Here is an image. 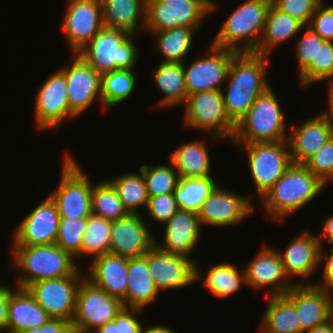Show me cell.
<instances>
[{
    "label": "cell",
    "mask_w": 333,
    "mask_h": 333,
    "mask_svg": "<svg viewBox=\"0 0 333 333\" xmlns=\"http://www.w3.org/2000/svg\"><path fill=\"white\" fill-rule=\"evenodd\" d=\"M268 57L255 52H237L232 57L226 77L228 85L221 91L226 114L235 125L270 87L265 76Z\"/></svg>",
    "instance_id": "cell-1"
},
{
    "label": "cell",
    "mask_w": 333,
    "mask_h": 333,
    "mask_svg": "<svg viewBox=\"0 0 333 333\" xmlns=\"http://www.w3.org/2000/svg\"><path fill=\"white\" fill-rule=\"evenodd\" d=\"M325 187L304 164L292 163L262 197L263 210L268 218L280 221L309 204Z\"/></svg>",
    "instance_id": "cell-2"
},
{
    "label": "cell",
    "mask_w": 333,
    "mask_h": 333,
    "mask_svg": "<svg viewBox=\"0 0 333 333\" xmlns=\"http://www.w3.org/2000/svg\"><path fill=\"white\" fill-rule=\"evenodd\" d=\"M12 255L14 268L20 270L14 285L18 288L26 289L34 282L69 276L78 269L74 258L55 243L13 246Z\"/></svg>",
    "instance_id": "cell-3"
},
{
    "label": "cell",
    "mask_w": 333,
    "mask_h": 333,
    "mask_svg": "<svg viewBox=\"0 0 333 333\" xmlns=\"http://www.w3.org/2000/svg\"><path fill=\"white\" fill-rule=\"evenodd\" d=\"M269 87L259 95L248 112L235 125L234 144L278 142L288 140L281 105Z\"/></svg>",
    "instance_id": "cell-4"
},
{
    "label": "cell",
    "mask_w": 333,
    "mask_h": 333,
    "mask_svg": "<svg viewBox=\"0 0 333 333\" xmlns=\"http://www.w3.org/2000/svg\"><path fill=\"white\" fill-rule=\"evenodd\" d=\"M271 4V0H245L222 24L212 45L236 52H255Z\"/></svg>",
    "instance_id": "cell-5"
},
{
    "label": "cell",
    "mask_w": 333,
    "mask_h": 333,
    "mask_svg": "<svg viewBox=\"0 0 333 333\" xmlns=\"http://www.w3.org/2000/svg\"><path fill=\"white\" fill-rule=\"evenodd\" d=\"M134 35L103 26L77 54L99 74L117 69H133L138 61Z\"/></svg>",
    "instance_id": "cell-6"
},
{
    "label": "cell",
    "mask_w": 333,
    "mask_h": 333,
    "mask_svg": "<svg viewBox=\"0 0 333 333\" xmlns=\"http://www.w3.org/2000/svg\"><path fill=\"white\" fill-rule=\"evenodd\" d=\"M216 8L212 0H146L144 29L151 33L179 27L199 30Z\"/></svg>",
    "instance_id": "cell-7"
},
{
    "label": "cell",
    "mask_w": 333,
    "mask_h": 333,
    "mask_svg": "<svg viewBox=\"0 0 333 333\" xmlns=\"http://www.w3.org/2000/svg\"><path fill=\"white\" fill-rule=\"evenodd\" d=\"M59 186L49 195L55 201L60 218H84L92 214L93 184L79 163L65 152Z\"/></svg>",
    "instance_id": "cell-8"
},
{
    "label": "cell",
    "mask_w": 333,
    "mask_h": 333,
    "mask_svg": "<svg viewBox=\"0 0 333 333\" xmlns=\"http://www.w3.org/2000/svg\"><path fill=\"white\" fill-rule=\"evenodd\" d=\"M238 151L247 152L249 170L262 198L291 166V153L288 140L249 144H233Z\"/></svg>",
    "instance_id": "cell-9"
},
{
    "label": "cell",
    "mask_w": 333,
    "mask_h": 333,
    "mask_svg": "<svg viewBox=\"0 0 333 333\" xmlns=\"http://www.w3.org/2000/svg\"><path fill=\"white\" fill-rule=\"evenodd\" d=\"M184 104L183 124L193 129L212 132V137L217 140L220 138L232 140L235 124L226 114L221 90L188 95Z\"/></svg>",
    "instance_id": "cell-10"
},
{
    "label": "cell",
    "mask_w": 333,
    "mask_h": 333,
    "mask_svg": "<svg viewBox=\"0 0 333 333\" xmlns=\"http://www.w3.org/2000/svg\"><path fill=\"white\" fill-rule=\"evenodd\" d=\"M123 307L120 299L110 296L84 277L76 293L72 330L93 333L103 324L112 321Z\"/></svg>",
    "instance_id": "cell-11"
},
{
    "label": "cell",
    "mask_w": 333,
    "mask_h": 333,
    "mask_svg": "<svg viewBox=\"0 0 333 333\" xmlns=\"http://www.w3.org/2000/svg\"><path fill=\"white\" fill-rule=\"evenodd\" d=\"M145 259L159 291L179 290L204 279L194 258L162 251L156 245L145 254Z\"/></svg>",
    "instance_id": "cell-12"
},
{
    "label": "cell",
    "mask_w": 333,
    "mask_h": 333,
    "mask_svg": "<svg viewBox=\"0 0 333 333\" xmlns=\"http://www.w3.org/2000/svg\"><path fill=\"white\" fill-rule=\"evenodd\" d=\"M79 268L69 276L34 282L26 289L50 318L72 323L75 314L76 293L84 278Z\"/></svg>",
    "instance_id": "cell-13"
},
{
    "label": "cell",
    "mask_w": 333,
    "mask_h": 333,
    "mask_svg": "<svg viewBox=\"0 0 333 333\" xmlns=\"http://www.w3.org/2000/svg\"><path fill=\"white\" fill-rule=\"evenodd\" d=\"M61 29L71 54H77L104 26L101 0H68Z\"/></svg>",
    "instance_id": "cell-14"
},
{
    "label": "cell",
    "mask_w": 333,
    "mask_h": 333,
    "mask_svg": "<svg viewBox=\"0 0 333 333\" xmlns=\"http://www.w3.org/2000/svg\"><path fill=\"white\" fill-rule=\"evenodd\" d=\"M37 92L34 101V122L37 130L54 129L64 120L77 117L70 110L67 81L59 69L48 76Z\"/></svg>",
    "instance_id": "cell-15"
},
{
    "label": "cell",
    "mask_w": 333,
    "mask_h": 333,
    "mask_svg": "<svg viewBox=\"0 0 333 333\" xmlns=\"http://www.w3.org/2000/svg\"><path fill=\"white\" fill-rule=\"evenodd\" d=\"M239 195L222 186H216L198 212L201 226H235L254 212L253 195Z\"/></svg>",
    "instance_id": "cell-16"
},
{
    "label": "cell",
    "mask_w": 333,
    "mask_h": 333,
    "mask_svg": "<svg viewBox=\"0 0 333 333\" xmlns=\"http://www.w3.org/2000/svg\"><path fill=\"white\" fill-rule=\"evenodd\" d=\"M236 53L211 44L207 55L197 58L189 67L184 63L187 94L222 90V82L226 81L229 64Z\"/></svg>",
    "instance_id": "cell-17"
},
{
    "label": "cell",
    "mask_w": 333,
    "mask_h": 333,
    "mask_svg": "<svg viewBox=\"0 0 333 333\" xmlns=\"http://www.w3.org/2000/svg\"><path fill=\"white\" fill-rule=\"evenodd\" d=\"M244 271L247 287L255 291L270 288L267 296L285 295L295 284H304V281H290L278 251L269 246H263L244 267Z\"/></svg>",
    "instance_id": "cell-18"
},
{
    "label": "cell",
    "mask_w": 333,
    "mask_h": 333,
    "mask_svg": "<svg viewBox=\"0 0 333 333\" xmlns=\"http://www.w3.org/2000/svg\"><path fill=\"white\" fill-rule=\"evenodd\" d=\"M60 216L50 195L41 201L12 231V246L54 244Z\"/></svg>",
    "instance_id": "cell-19"
},
{
    "label": "cell",
    "mask_w": 333,
    "mask_h": 333,
    "mask_svg": "<svg viewBox=\"0 0 333 333\" xmlns=\"http://www.w3.org/2000/svg\"><path fill=\"white\" fill-rule=\"evenodd\" d=\"M331 294L332 291L315 282H305L295 284L283 296L295 307L301 331L304 333L333 317Z\"/></svg>",
    "instance_id": "cell-20"
},
{
    "label": "cell",
    "mask_w": 333,
    "mask_h": 333,
    "mask_svg": "<svg viewBox=\"0 0 333 333\" xmlns=\"http://www.w3.org/2000/svg\"><path fill=\"white\" fill-rule=\"evenodd\" d=\"M72 64L59 68L67 81L70 110L80 116L97 99H101V74L81 56L72 54Z\"/></svg>",
    "instance_id": "cell-21"
},
{
    "label": "cell",
    "mask_w": 333,
    "mask_h": 333,
    "mask_svg": "<svg viewBox=\"0 0 333 333\" xmlns=\"http://www.w3.org/2000/svg\"><path fill=\"white\" fill-rule=\"evenodd\" d=\"M141 214H128L112 221L110 253L134 258L144 256L154 245L155 236Z\"/></svg>",
    "instance_id": "cell-22"
},
{
    "label": "cell",
    "mask_w": 333,
    "mask_h": 333,
    "mask_svg": "<svg viewBox=\"0 0 333 333\" xmlns=\"http://www.w3.org/2000/svg\"><path fill=\"white\" fill-rule=\"evenodd\" d=\"M164 225L163 242L157 243L156 239L155 245L162 251L191 258L202 232L198 213L179 208Z\"/></svg>",
    "instance_id": "cell-23"
},
{
    "label": "cell",
    "mask_w": 333,
    "mask_h": 333,
    "mask_svg": "<svg viewBox=\"0 0 333 333\" xmlns=\"http://www.w3.org/2000/svg\"><path fill=\"white\" fill-rule=\"evenodd\" d=\"M288 134L292 163L304 164L333 137V127L318 114L295 126Z\"/></svg>",
    "instance_id": "cell-24"
},
{
    "label": "cell",
    "mask_w": 333,
    "mask_h": 333,
    "mask_svg": "<svg viewBox=\"0 0 333 333\" xmlns=\"http://www.w3.org/2000/svg\"><path fill=\"white\" fill-rule=\"evenodd\" d=\"M85 277L110 296L118 298L125 307L128 283V258L113 253L93 258Z\"/></svg>",
    "instance_id": "cell-25"
},
{
    "label": "cell",
    "mask_w": 333,
    "mask_h": 333,
    "mask_svg": "<svg viewBox=\"0 0 333 333\" xmlns=\"http://www.w3.org/2000/svg\"><path fill=\"white\" fill-rule=\"evenodd\" d=\"M320 242L317 235L303 231L279 253L287 276L310 278L320 265ZM295 275V276H294Z\"/></svg>",
    "instance_id": "cell-26"
},
{
    "label": "cell",
    "mask_w": 333,
    "mask_h": 333,
    "mask_svg": "<svg viewBox=\"0 0 333 333\" xmlns=\"http://www.w3.org/2000/svg\"><path fill=\"white\" fill-rule=\"evenodd\" d=\"M50 319L27 289H14L9 298L7 333H20L42 326Z\"/></svg>",
    "instance_id": "cell-27"
},
{
    "label": "cell",
    "mask_w": 333,
    "mask_h": 333,
    "mask_svg": "<svg viewBox=\"0 0 333 333\" xmlns=\"http://www.w3.org/2000/svg\"><path fill=\"white\" fill-rule=\"evenodd\" d=\"M101 3L104 26L134 36L139 28L144 30L146 0H101Z\"/></svg>",
    "instance_id": "cell-28"
},
{
    "label": "cell",
    "mask_w": 333,
    "mask_h": 333,
    "mask_svg": "<svg viewBox=\"0 0 333 333\" xmlns=\"http://www.w3.org/2000/svg\"><path fill=\"white\" fill-rule=\"evenodd\" d=\"M127 275L125 307L143 309L158 298L160 291L149 273L145 255L128 258Z\"/></svg>",
    "instance_id": "cell-29"
},
{
    "label": "cell",
    "mask_w": 333,
    "mask_h": 333,
    "mask_svg": "<svg viewBox=\"0 0 333 333\" xmlns=\"http://www.w3.org/2000/svg\"><path fill=\"white\" fill-rule=\"evenodd\" d=\"M155 87L164 94L156 106L163 108L174 107L185 103L187 89L185 84L184 63L161 62L152 71Z\"/></svg>",
    "instance_id": "cell-30"
},
{
    "label": "cell",
    "mask_w": 333,
    "mask_h": 333,
    "mask_svg": "<svg viewBox=\"0 0 333 333\" xmlns=\"http://www.w3.org/2000/svg\"><path fill=\"white\" fill-rule=\"evenodd\" d=\"M204 140L183 143L171 153V160L180 178L211 176V161Z\"/></svg>",
    "instance_id": "cell-31"
},
{
    "label": "cell",
    "mask_w": 333,
    "mask_h": 333,
    "mask_svg": "<svg viewBox=\"0 0 333 333\" xmlns=\"http://www.w3.org/2000/svg\"><path fill=\"white\" fill-rule=\"evenodd\" d=\"M302 27L304 25L296 18L279 11L271 4L260 43L255 53L269 56L279 44L290 40L304 29Z\"/></svg>",
    "instance_id": "cell-32"
},
{
    "label": "cell",
    "mask_w": 333,
    "mask_h": 333,
    "mask_svg": "<svg viewBox=\"0 0 333 333\" xmlns=\"http://www.w3.org/2000/svg\"><path fill=\"white\" fill-rule=\"evenodd\" d=\"M260 333H303L295 307L283 296H267Z\"/></svg>",
    "instance_id": "cell-33"
},
{
    "label": "cell",
    "mask_w": 333,
    "mask_h": 333,
    "mask_svg": "<svg viewBox=\"0 0 333 333\" xmlns=\"http://www.w3.org/2000/svg\"><path fill=\"white\" fill-rule=\"evenodd\" d=\"M196 31V28L179 27L153 32L151 34L157 36L153 50L164 56L161 62L184 63Z\"/></svg>",
    "instance_id": "cell-34"
},
{
    "label": "cell",
    "mask_w": 333,
    "mask_h": 333,
    "mask_svg": "<svg viewBox=\"0 0 333 333\" xmlns=\"http://www.w3.org/2000/svg\"><path fill=\"white\" fill-rule=\"evenodd\" d=\"M304 27V35H301L295 44V53L299 83L302 86H308L317 83V53L325 40L315 33L310 25H304Z\"/></svg>",
    "instance_id": "cell-35"
},
{
    "label": "cell",
    "mask_w": 333,
    "mask_h": 333,
    "mask_svg": "<svg viewBox=\"0 0 333 333\" xmlns=\"http://www.w3.org/2000/svg\"><path fill=\"white\" fill-rule=\"evenodd\" d=\"M133 69H117L101 74V99L103 109L116 107L128 100L137 84Z\"/></svg>",
    "instance_id": "cell-36"
},
{
    "label": "cell",
    "mask_w": 333,
    "mask_h": 333,
    "mask_svg": "<svg viewBox=\"0 0 333 333\" xmlns=\"http://www.w3.org/2000/svg\"><path fill=\"white\" fill-rule=\"evenodd\" d=\"M203 286L215 297H229L238 292L240 287L246 285L245 271H239L231 263H219L211 266L204 279Z\"/></svg>",
    "instance_id": "cell-37"
},
{
    "label": "cell",
    "mask_w": 333,
    "mask_h": 333,
    "mask_svg": "<svg viewBox=\"0 0 333 333\" xmlns=\"http://www.w3.org/2000/svg\"><path fill=\"white\" fill-rule=\"evenodd\" d=\"M216 186L212 176L180 178L174 191L179 208L198 213Z\"/></svg>",
    "instance_id": "cell-38"
},
{
    "label": "cell",
    "mask_w": 333,
    "mask_h": 333,
    "mask_svg": "<svg viewBox=\"0 0 333 333\" xmlns=\"http://www.w3.org/2000/svg\"><path fill=\"white\" fill-rule=\"evenodd\" d=\"M116 188L124 208L129 214H140L141 207H147L148 194L142 171L126 173L109 180Z\"/></svg>",
    "instance_id": "cell-39"
},
{
    "label": "cell",
    "mask_w": 333,
    "mask_h": 333,
    "mask_svg": "<svg viewBox=\"0 0 333 333\" xmlns=\"http://www.w3.org/2000/svg\"><path fill=\"white\" fill-rule=\"evenodd\" d=\"M91 207L92 214L111 221L126 217L129 214L109 179L93 185Z\"/></svg>",
    "instance_id": "cell-40"
},
{
    "label": "cell",
    "mask_w": 333,
    "mask_h": 333,
    "mask_svg": "<svg viewBox=\"0 0 333 333\" xmlns=\"http://www.w3.org/2000/svg\"><path fill=\"white\" fill-rule=\"evenodd\" d=\"M112 221L91 214L83 237L81 256L93 255L95 258L110 252V233Z\"/></svg>",
    "instance_id": "cell-41"
},
{
    "label": "cell",
    "mask_w": 333,
    "mask_h": 333,
    "mask_svg": "<svg viewBox=\"0 0 333 333\" xmlns=\"http://www.w3.org/2000/svg\"><path fill=\"white\" fill-rule=\"evenodd\" d=\"M169 162L170 165L143 164L140 166L139 169L143 174L148 197L174 193L180 177L173 162L171 160Z\"/></svg>",
    "instance_id": "cell-42"
},
{
    "label": "cell",
    "mask_w": 333,
    "mask_h": 333,
    "mask_svg": "<svg viewBox=\"0 0 333 333\" xmlns=\"http://www.w3.org/2000/svg\"><path fill=\"white\" fill-rule=\"evenodd\" d=\"M87 225L84 218H60L55 244L73 258L81 256L83 237Z\"/></svg>",
    "instance_id": "cell-43"
},
{
    "label": "cell",
    "mask_w": 333,
    "mask_h": 333,
    "mask_svg": "<svg viewBox=\"0 0 333 333\" xmlns=\"http://www.w3.org/2000/svg\"><path fill=\"white\" fill-rule=\"evenodd\" d=\"M142 309L123 307L116 317L93 333H142V327L137 315ZM139 313V314H138Z\"/></svg>",
    "instance_id": "cell-44"
},
{
    "label": "cell",
    "mask_w": 333,
    "mask_h": 333,
    "mask_svg": "<svg viewBox=\"0 0 333 333\" xmlns=\"http://www.w3.org/2000/svg\"><path fill=\"white\" fill-rule=\"evenodd\" d=\"M304 165L327 184L333 179V137L321 146Z\"/></svg>",
    "instance_id": "cell-45"
},
{
    "label": "cell",
    "mask_w": 333,
    "mask_h": 333,
    "mask_svg": "<svg viewBox=\"0 0 333 333\" xmlns=\"http://www.w3.org/2000/svg\"><path fill=\"white\" fill-rule=\"evenodd\" d=\"M322 0H271L279 11L296 18L303 25H309L317 5Z\"/></svg>",
    "instance_id": "cell-46"
},
{
    "label": "cell",
    "mask_w": 333,
    "mask_h": 333,
    "mask_svg": "<svg viewBox=\"0 0 333 333\" xmlns=\"http://www.w3.org/2000/svg\"><path fill=\"white\" fill-rule=\"evenodd\" d=\"M149 216L160 224H165L179 209L174 193L149 197L147 203Z\"/></svg>",
    "instance_id": "cell-47"
},
{
    "label": "cell",
    "mask_w": 333,
    "mask_h": 333,
    "mask_svg": "<svg viewBox=\"0 0 333 333\" xmlns=\"http://www.w3.org/2000/svg\"><path fill=\"white\" fill-rule=\"evenodd\" d=\"M309 25L323 40L333 42V5H324L321 1Z\"/></svg>",
    "instance_id": "cell-48"
},
{
    "label": "cell",
    "mask_w": 333,
    "mask_h": 333,
    "mask_svg": "<svg viewBox=\"0 0 333 333\" xmlns=\"http://www.w3.org/2000/svg\"><path fill=\"white\" fill-rule=\"evenodd\" d=\"M333 82V42L325 41L317 53V82Z\"/></svg>",
    "instance_id": "cell-49"
},
{
    "label": "cell",
    "mask_w": 333,
    "mask_h": 333,
    "mask_svg": "<svg viewBox=\"0 0 333 333\" xmlns=\"http://www.w3.org/2000/svg\"><path fill=\"white\" fill-rule=\"evenodd\" d=\"M72 331V323L70 321L50 318L42 326L27 329L20 333H71Z\"/></svg>",
    "instance_id": "cell-50"
},
{
    "label": "cell",
    "mask_w": 333,
    "mask_h": 333,
    "mask_svg": "<svg viewBox=\"0 0 333 333\" xmlns=\"http://www.w3.org/2000/svg\"><path fill=\"white\" fill-rule=\"evenodd\" d=\"M13 291L12 287L0 283V333H7L9 298Z\"/></svg>",
    "instance_id": "cell-51"
},
{
    "label": "cell",
    "mask_w": 333,
    "mask_h": 333,
    "mask_svg": "<svg viewBox=\"0 0 333 333\" xmlns=\"http://www.w3.org/2000/svg\"><path fill=\"white\" fill-rule=\"evenodd\" d=\"M321 246L320 247V264L325 260L324 268H323V276L322 280L319 281L318 283L316 282L315 284L323 286L327 288L332 282H333V245L331 247V254L330 256L328 253H324V249ZM322 261V262H321Z\"/></svg>",
    "instance_id": "cell-52"
},
{
    "label": "cell",
    "mask_w": 333,
    "mask_h": 333,
    "mask_svg": "<svg viewBox=\"0 0 333 333\" xmlns=\"http://www.w3.org/2000/svg\"><path fill=\"white\" fill-rule=\"evenodd\" d=\"M322 236H318L319 242H320V246L322 245V239L324 237V239H326L328 242V244L333 245V215H330V217H327V219L324 222L323 225V230H322Z\"/></svg>",
    "instance_id": "cell-53"
},
{
    "label": "cell",
    "mask_w": 333,
    "mask_h": 333,
    "mask_svg": "<svg viewBox=\"0 0 333 333\" xmlns=\"http://www.w3.org/2000/svg\"><path fill=\"white\" fill-rule=\"evenodd\" d=\"M329 85V90H328V107L326 110H324L323 112H321L320 114L332 125L333 127V82H330Z\"/></svg>",
    "instance_id": "cell-54"
},
{
    "label": "cell",
    "mask_w": 333,
    "mask_h": 333,
    "mask_svg": "<svg viewBox=\"0 0 333 333\" xmlns=\"http://www.w3.org/2000/svg\"><path fill=\"white\" fill-rule=\"evenodd\" d=\"M304 333H333V317L329 321L317 325Z\"/></svg>",
    "instance_id": "cell-55"
},
{
    "label": "cell",
    "mask_w": 333,
    "mask_h": 333,
    "mask_svg": "<svg viewBox=\"0 0 333 333\" xmlns=\"http://www.w3.org/2000/svg\"><path fill=\"white\" fill-rule=\"evenodd\" d=\"M142 333H175L174 330L167 326L154 325L149 328H145Z\"/></svg>",
    "instance_id": "cell-56"
},
{
    "label": "cell",
    "mask_w": 333,
    "mask_h": 333,
    "mask_svg": "<svg viewBox=\"0 0 333 333\" xmlns=\"http://www.w3.org/2000/svg\"><path fill=\"white\" fill-rule=\"evenodd\" d=\"M327 290H328V291H330V290L333 291V282L327 287Z\"/></svg>",
    "instance_id": "cell-57"
},
{
    "label": "cell",
    "mask_w": 333,
    "mask_h": 333,
    "mask_svg": "<svg viewBox=\"0 0 333 333\" xmlns=\"http://www.w3.org/2000/svg\"><path fill=\"white\" fill-rule=\"evenodd\" d=\"M330 300H331V304H332V308H333V299H332V297H330Z\"/></svg>",
    "instance_id": "cell-58"
}]
</instances>
